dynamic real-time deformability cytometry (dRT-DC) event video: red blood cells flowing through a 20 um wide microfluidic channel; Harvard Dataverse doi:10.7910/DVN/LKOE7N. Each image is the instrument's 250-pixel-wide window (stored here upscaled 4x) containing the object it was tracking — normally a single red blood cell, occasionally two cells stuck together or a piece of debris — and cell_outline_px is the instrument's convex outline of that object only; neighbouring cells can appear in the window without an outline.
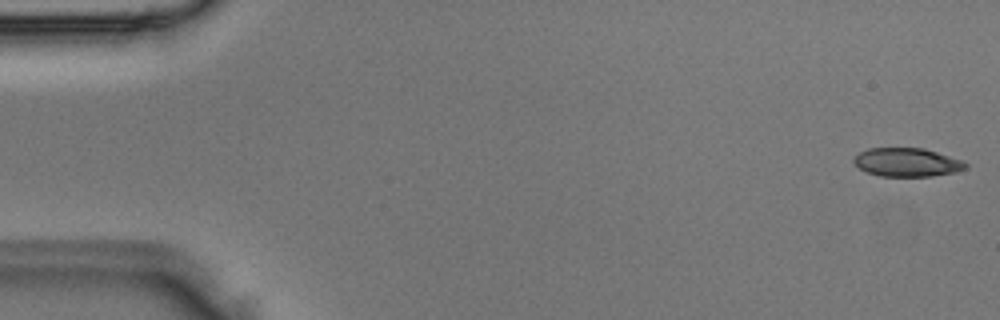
{"species": "Egyptian fruit bat (a non-hibernating species)", "species_latin": "Rousettus aegyptiacus", "temperature_condition": "room temperature", "stored_images_in_passage": 4, "camera_frame_rate_fps": 3000, "um_per_image_px": 0.085, "animal": {"sex": "male"}, "frame": {"image": 1, "passage_image": 1, "time_ms": 0.0, "image_size_px": [1000, 320], "cell_outline_px": [[968, 168], [956, 172], [932, 176], [880, 176], [868, 172], [860, 168], [852, 160], [860, 152], [868, 148], [924, 148], [964, 160], [968, 164]], "centroid_in_image_um": [77.16, 13.79], "position_along_channel_um": 7.8, "area_um2": 18.67}}